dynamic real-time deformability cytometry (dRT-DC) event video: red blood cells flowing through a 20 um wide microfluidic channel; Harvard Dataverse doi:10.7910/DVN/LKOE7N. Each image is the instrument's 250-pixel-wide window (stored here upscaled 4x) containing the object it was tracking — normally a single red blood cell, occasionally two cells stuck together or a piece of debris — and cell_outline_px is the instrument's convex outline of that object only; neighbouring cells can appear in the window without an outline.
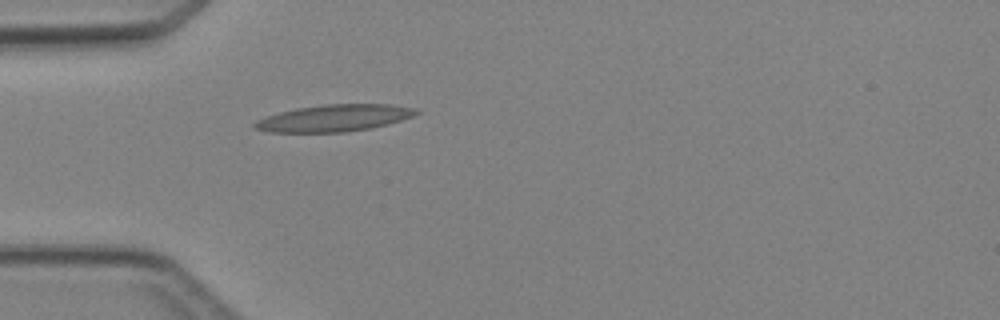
{"species": "Egyptian fruit bat (a non-hibernating species)", "species_latin": "Rousettus aegyptiacus", "temperature_condition": "cold", "stored_images_in_passage": 1, "camera_frame_rate_fps": 3000, "um_per_image_px": 0.085, "animal": {"sex": "female"}, "frame": {"image": 1, "passage_image": 1, "time_ms": 0.0, "image_size_px": [1000, 320], "cell_outline_px": [[420, 112], [412, 116], [400, 120], [372, 128], [344, 132], [268, 132], [252, 128], [252, 124], [256, 120], [280, 112], [296, 108], [324, 104], [392, 104], [416, 108]], "centroid_in_image_um": [28.39, 10.03], "position_along_channel_um": 56.6, "area_um2": 25.26}}